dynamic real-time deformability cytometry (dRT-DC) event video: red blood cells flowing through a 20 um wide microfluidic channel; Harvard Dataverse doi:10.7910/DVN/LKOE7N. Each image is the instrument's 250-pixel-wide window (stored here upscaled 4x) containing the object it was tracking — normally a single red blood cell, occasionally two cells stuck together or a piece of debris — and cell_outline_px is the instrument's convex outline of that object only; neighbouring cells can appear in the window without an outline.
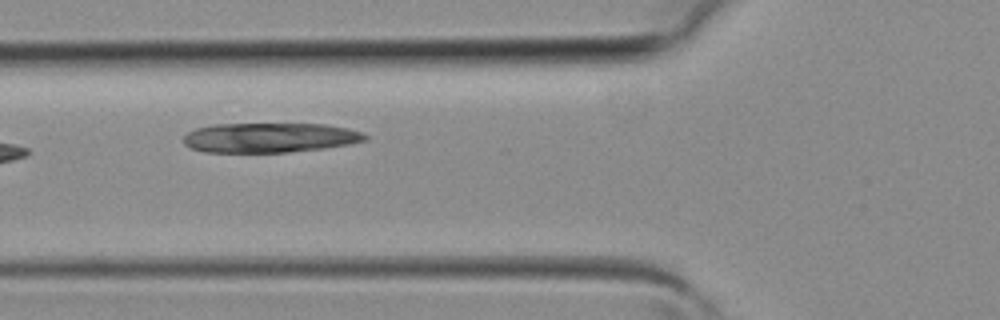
{"species": "common noctule bat (a hibernating species)", "species_latin": "Nyctalus noctula", "temperature_condition": "room temperature", "stored_images_in_passage": 5, "camera_frame_rate_fps": 3000, "um_per_image_px": 0.085, "animal": {"sex": "female", "body_mass_g": 19.3, "forearm_length_mm": 54.1}, "frame": {"image": 1, "passage_image": 4, "time_ms": 1.0, "image_size_px": [1000, 320], "cell_outline_px": [[368, 140], [348, 144], [324, 148], [288, 152], [204, 152], [192, 148], [184, 144], [184, 136], [188, 132], [196, 128], [216, 124], [324, 124], [348, 128], [364, 132], [368, 136]], "centroid_in_image_um": [22.96, 11.7], "position_along_channel_um": 102.8, "area_um2": 31.44}}
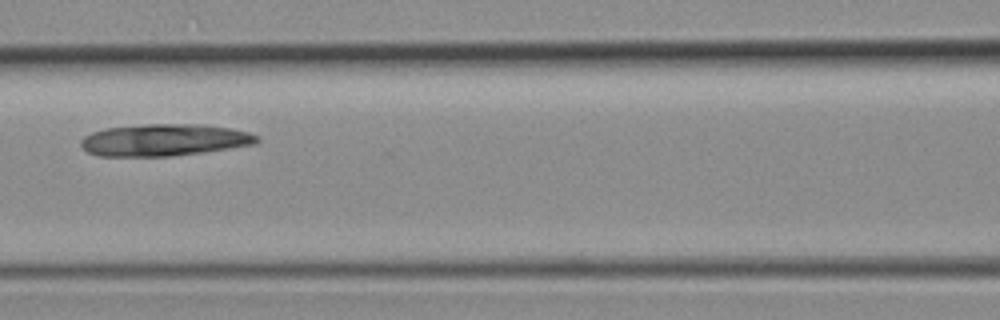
{"frame": {"image": 2, "passage_image": 5, "time_ms": 1.333, "image_size_px": [1000, 320], "cell_outline_px": [[260, 140], [256, 144], [200, 152], [168, 156], [100, 156], [88, 152], [80, 144], [80, 140], [84, 136], [92, 132], [104, 128], [144, 124], [204, 124], [228, 128], [248, 132], [260, 136]], "centroid_in_image_um": [13.95, 11.89], "position_along_channel_um": 152.7, "area_um2": 32.71}}